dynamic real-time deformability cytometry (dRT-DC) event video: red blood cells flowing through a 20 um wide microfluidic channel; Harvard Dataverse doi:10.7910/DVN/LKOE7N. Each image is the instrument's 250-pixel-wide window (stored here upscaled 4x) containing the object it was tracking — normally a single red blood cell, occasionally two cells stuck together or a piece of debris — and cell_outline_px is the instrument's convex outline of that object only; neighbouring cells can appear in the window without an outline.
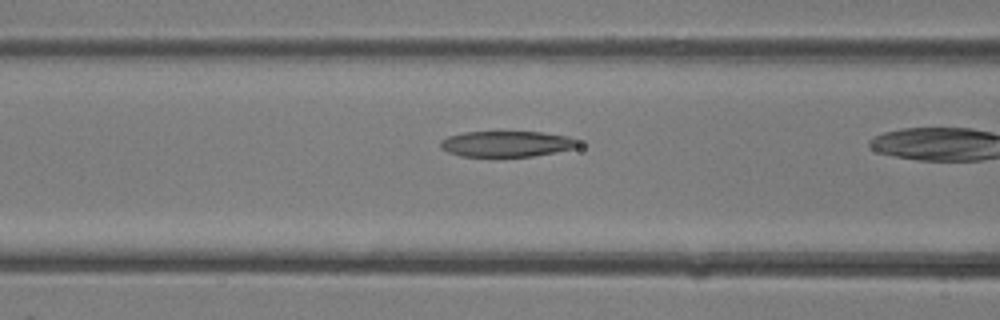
{"species": "common noctule bat (a hibernating species)", "species_latin": "Nyctalus noctula", "temperature_condition": "room temperature", "stored_images_in_passage": 9, "camera_frame_rate_fps": 3000, "um_per_image_px": 0.085, "animal": {"sex": "female"}, "frame": {"image": 1, "passage_image": 8, "time_ms": 2.333, "image_size_px": [1000, 320], "cell_outline_px": [[584, 144], [576, 148], [532, 156], [460, 156], [448, 152], [440, 148], [440, 140], [448, 136], [464, 132], [544, 132], [568, 136], [580, 140]], "centroid_in_image_um": [43.11, 12.22], "position_along_channel_um": 123.5, "area_um2": 20.87}}